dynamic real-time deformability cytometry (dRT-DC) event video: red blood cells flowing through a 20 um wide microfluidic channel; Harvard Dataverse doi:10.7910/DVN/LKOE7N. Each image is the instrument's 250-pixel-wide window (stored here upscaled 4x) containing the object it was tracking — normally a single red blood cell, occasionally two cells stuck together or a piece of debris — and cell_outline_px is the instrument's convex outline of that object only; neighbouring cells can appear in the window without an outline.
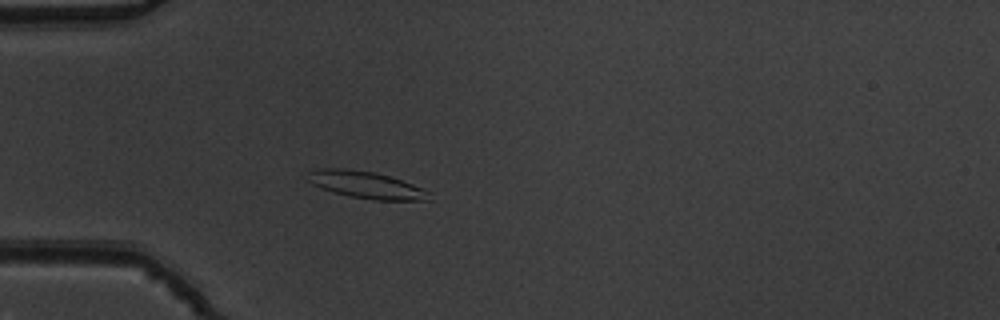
{"species": "common noctule bat (a hibernating species)", "species_latin": "Nyctalus noctula", "temperature_condition": "warm", "stored_images_in_passage": 42, "camera_frame_rate_fps": 3000, "um_per_image_px": 0.085, "animal": {"sex": "male", "body_mass_g": 19.5, "forearm_length_mm": 54.6}, "frame": {"image": 1, "passage_image": 5, "time_ms": 1.333, "image_size_px": [1000, 320], "cell_outline_px": [[432, 200], [372, 200], [348, 196], [312, 184], [304, 176], [308, 172], [320, 168], [344, 168], [372, 172], [388, 176], [412, 184], [432, 192]], "centroid_in_image_um": [31.14, 15.72], "position_along_channel_um": 53.9, "area_um2": 19.07}}
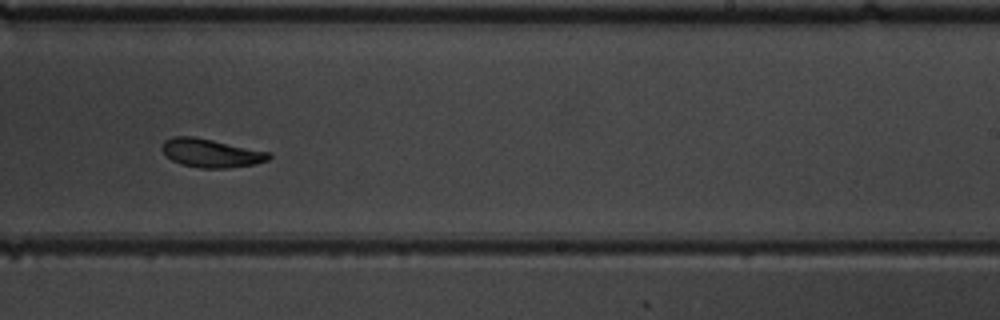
{"frame": {"image": 2, "passage_image": 23, "time_ms": 7.333, "image_size_px": [1000, 320], "cell_outline_px": [[272, 156], [268, 160], [256, 164], [228, 168], [200, 168], [180, 164], [172, 160], [160, 148], [164, 140], [172, 136], [192, 136], [272, 152]], "centroid_in_image_um": [17.95, 13.01], "position_along_channel_um": 271.0, "area_um2": 17.86}}
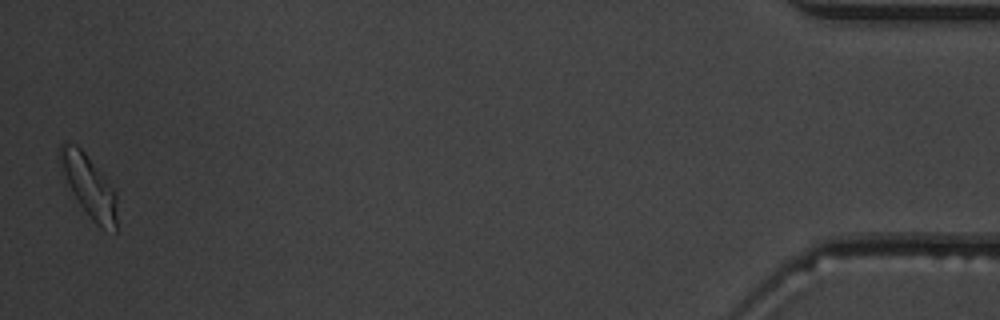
{"frame": {"image": 3, "passage_image": 42, "time_ms": 13.667, "image_size_px": [1000, 320], "cell_outline_px": [[116, 232], [100, 228], [92, 220], [80, 204], [72, 192], [64, 172], [60, 160], [60, 144], [64, 140], [76, 144], [84, 152], [116, 192]], "centroid_in_image_um": [7.58, 15.83], "position_along_channel_um": 427.6, "area_um2": 19.94}, "authors_computed_cell_mechanics": {"area_um2": 18.1203, "velocity_mm_per_s": 3.8082, "shape_relaxation_time_tau1_ms": 3.0488, "shape_relaxation_time_tau2_ms": 2.9001, "deformation_change_tau1": 0.1534, "deformation_change_tau2": 0.0951}}